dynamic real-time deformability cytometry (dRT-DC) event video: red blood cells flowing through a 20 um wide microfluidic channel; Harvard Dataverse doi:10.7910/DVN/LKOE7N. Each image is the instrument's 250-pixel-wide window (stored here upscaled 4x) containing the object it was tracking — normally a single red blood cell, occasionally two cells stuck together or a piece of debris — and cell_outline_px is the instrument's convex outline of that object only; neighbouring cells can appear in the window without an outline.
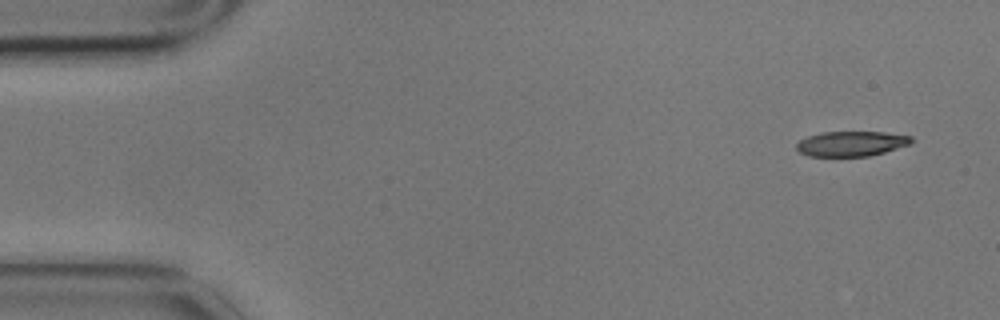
{"species": "common noctule bat (a hibernating species)", "species_latin": "Nyctalus noctula", "temperature_condition": "cold", "stored_images_in_passage": 3, "camera_frame_rate_fps": 3000, "um_per_image_px": 0.085, "animal": {"sex": "male", "body_mass_g": 17.9}, "frame": {"image": 1, "passage_image": 1, "time_ms": 0.0, "image_size_px": [1000, 320], "cell_outline_px": [[912, 144], [884, 152], [868, 156], [808, 156], [800, 152], [796, 148], [796, 144], [800, 140], [808, 136], [820, 132], [884, 132], [912, 136]], "centroid_in_image_um": [72.37, 12.21], "position_along_channel_um": 12.6, "area_um2": 16.76}}